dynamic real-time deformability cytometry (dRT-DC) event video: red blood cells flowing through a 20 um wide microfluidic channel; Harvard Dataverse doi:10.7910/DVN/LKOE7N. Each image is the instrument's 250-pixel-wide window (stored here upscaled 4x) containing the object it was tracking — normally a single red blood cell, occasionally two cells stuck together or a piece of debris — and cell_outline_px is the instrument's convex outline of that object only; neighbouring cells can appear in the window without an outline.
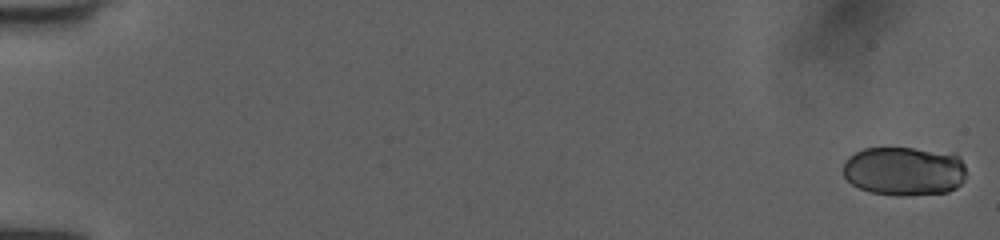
{"species": "human", "species_latin": "Homo sapiens", "temperature_condition": "room temperature", "stored_images_in_passage": 42, "camera_frame_rate_fps": 3000, "um_per_image_px": 0.085, "donor": {"sex": "female"}, "frame": {"image": 1, "passage_image": 1, "time_ms": 0.0, "image_size_px": [1000, 240], "cell_outline_px": [[964, 180], [956, 188], [948, 192], [900, 196], [896, 196], [872, 192], [860, 188], [852, 184], [844, 176], [844, 164], [848, 156], [864, 148], [912, 148], [956, 152], [960, 156], [964, 164]], "centroid_in_image_um": [76.9, 14.53], "position_along_channel_um": 8.1, "area_um2": 35.55}}